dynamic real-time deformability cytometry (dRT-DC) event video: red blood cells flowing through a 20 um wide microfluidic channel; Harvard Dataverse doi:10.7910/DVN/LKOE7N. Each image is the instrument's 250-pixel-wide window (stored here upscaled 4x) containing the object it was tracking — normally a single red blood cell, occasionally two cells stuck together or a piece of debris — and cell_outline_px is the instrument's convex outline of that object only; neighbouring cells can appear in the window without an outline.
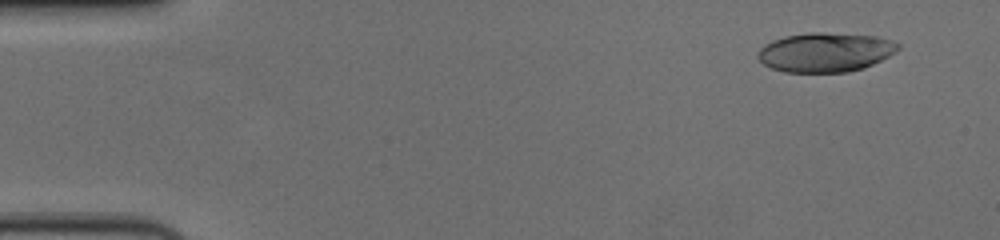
{"species": "human", "species_latin": "Homo sapiens", "temperature_condition": "cold", "stored_images_in_passage": 58, "camera_frame_rate_fps": 3000, "um_per_image_px": 0.085, "donor": {"sex": "female"}, "frame": {"image": 1, "passage_image": 5, "time_ms": 1.333, "image_size_px": [1000, 240], "cell_outline_px": [[900, 48], [896, 52], [864, 68], [848, 72], [784, 72], [772, 68], [764, 64], [756, 56], [760, 48], [764, 44], [772, 40], [784, 36], [808, 32], [824, 32], [876, 36], [900, 44]], "centroid_in_image_um": [70.13, 4.43], "position_along_channel_um": 14.9, "area_um2": 32.19}}
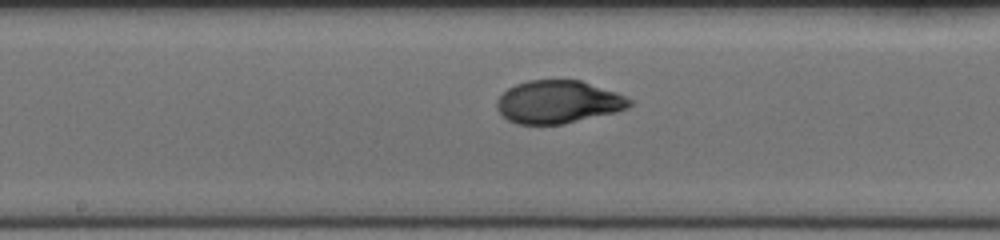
{"frame": {"image": 2, "passage_image": 31, "time_ms": 10.0, "image_size_px": [1000, 240], "cell_outline_px": [[632, 104], [628, 108], [616, 112], [564, 124], [516, 124], [508, 120], [496, 108], [496, 100], [508, 88], [516, 84], [528, 80], [580, 80], [628, 96], [632, 100]], "centroid_in_image_um": [47.46, 8.67], "position_along_channel_um": 200.7, "area_um2": 33.23}}
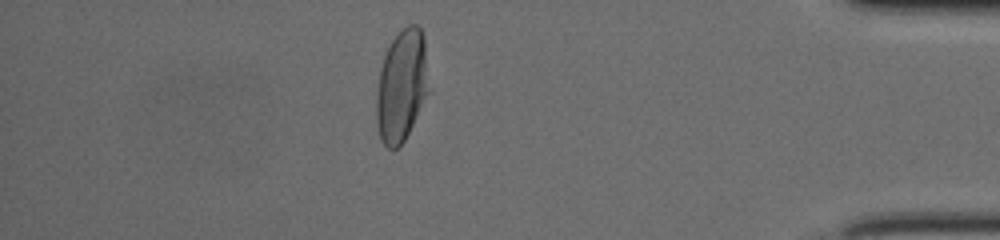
{"frame": {"image": 3, "passage_image": 51, "time_ms": 16.667, "image_size_px": [1000, 240], "cell_outline_px": [[432, 92], [400, 148], [388, 148], [380, 140], [376, 124], [376, 92], [380, 68], [384, 56], [392, 40], [408, 24], [416, 24], [420, 28], [424, 36]], "centroid_in_image_um": [34.19, 7.33], "position_along_channel_um": 401.0, "area_um2": 35.37}, "authors_computed_cell_mechanics": {"area_um2": 33.6685, "velocity_mm_per_s": 3.6115, "shape_relaxation_time_tau1_ms": 4.3828, "shape_relaxation_time_tau2_ms": 0.7978, "deformation_change_tau1": 0.2021, "deformation_change_tau2": 0.0467}}